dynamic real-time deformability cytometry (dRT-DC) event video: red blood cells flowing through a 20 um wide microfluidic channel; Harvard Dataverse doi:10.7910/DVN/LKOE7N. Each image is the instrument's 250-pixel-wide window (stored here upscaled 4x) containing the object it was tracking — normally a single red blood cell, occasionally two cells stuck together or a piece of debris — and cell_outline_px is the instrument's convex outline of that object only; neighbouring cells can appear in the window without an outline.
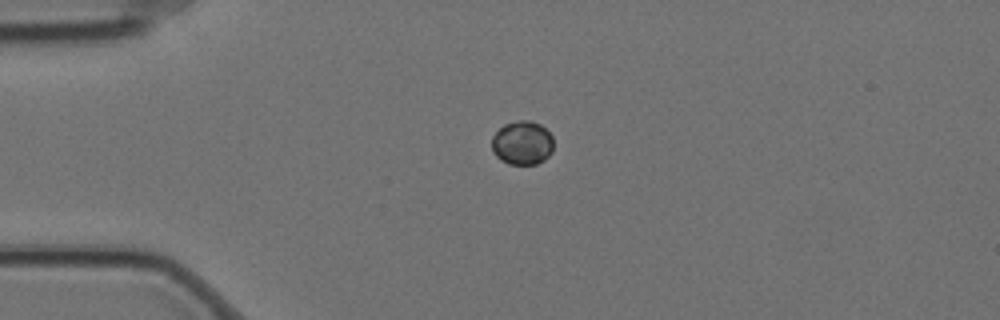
{"species": "Egyptian fruit bat (a non-hibernating species)", "species_latin": "Rousettus aegyptiacus", "temperature_condition": "cold", "stored_images_in_passage": 2, "camera_frame_rate_fps": 3000, "um_per_image_px": 0.085, "animal": {"sex": "female"}, "frame": {"image": 1, "passage_image": 1, "time_ms": 0.0, "image_size_px": [1000, 320], "cell_outline_px": [[552, 152], [544, 160], [536, 164], [508, 164], [500, 160], [492, 152], [492, 136], [504, 124], [516, 120], [528, 120], [540, 124], [552, 136]], "centroid_in_image_um": [44.37, 12.15], "position_along_channel_um": 40.6, "area_um2": 15.84}}